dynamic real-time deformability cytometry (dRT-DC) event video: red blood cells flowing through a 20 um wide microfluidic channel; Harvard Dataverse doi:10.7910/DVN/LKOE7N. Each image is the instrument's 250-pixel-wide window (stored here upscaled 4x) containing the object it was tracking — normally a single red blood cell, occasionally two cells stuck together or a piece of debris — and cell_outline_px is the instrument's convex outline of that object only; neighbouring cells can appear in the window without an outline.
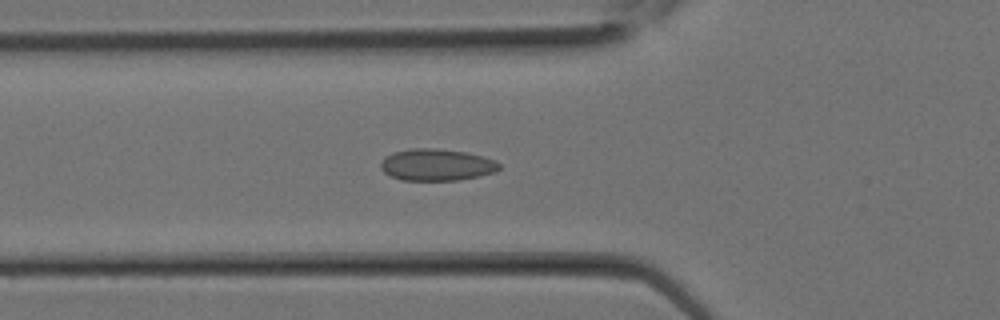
{"species": "Egyptian fruit bat (a non-hibernating species)", "species_latin": "Rousettus aegyptiacus", "temperature_condition": "room temperature", "stored_images_in_passage": 12, "camera_frame_rate_fps": 3000, "um_per_image_px": 0.085, "animal": {"sex": "female"}, "frame": {"image": 1, "passage_image": 10, "time_ms": 3.0, "image_size_px": [1000, 320], "cell_outline_px": [[500, 168], [496, 172], [480, 176], [456, 180], [400, 180], [384, 172], [380, 168], [380, 160], [384, 156], [392, 152], [412, 148], [436, 148], [464, 152], [496, 160], [500, 164]], "centroid_in_image_um": [37.08, 14.0], "position_along_channel_um": 88.7, "area_um2": 22.08}}
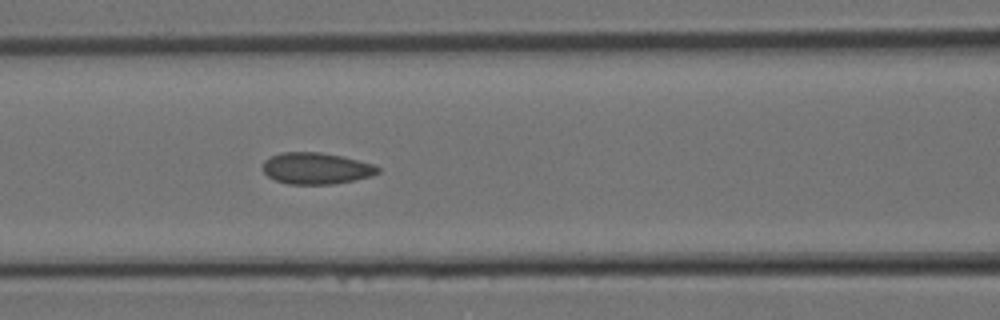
{"frame": {"image": 2, "passage_image": 12, "time_ms": 3.667, "image_size_px": [1000, 320], "cell_outline_px": [[380, 172], [372, 176], [332, 184], [288, 184], [276, 180], [268, 176], [264, 172], [264, 160], [280, 152], [320, 152], [340, 156], [372, 164], [380, 168]], "centroid_in_image_um": [26.87, 14.31], "position_along_channel_um": 139.7, "area_um2": 20.87}}